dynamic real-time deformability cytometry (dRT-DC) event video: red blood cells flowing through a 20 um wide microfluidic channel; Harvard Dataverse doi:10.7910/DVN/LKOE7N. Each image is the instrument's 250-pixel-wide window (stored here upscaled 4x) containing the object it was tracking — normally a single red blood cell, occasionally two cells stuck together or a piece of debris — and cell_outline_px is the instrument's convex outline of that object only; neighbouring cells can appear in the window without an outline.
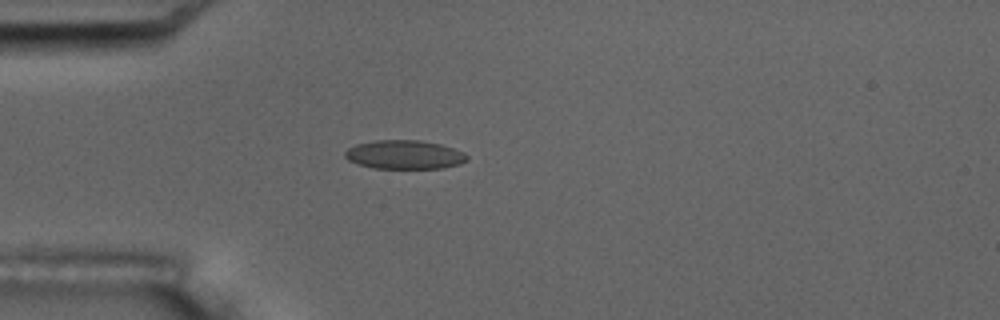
{"species": "common noctule bat (a hibernating species)", "species_latin": "Nyctalus noctula", "temperature_condition": "room temperature", "stored_images_in_passage": 5, "camera_frame_rate_fps": 3000, "um_per_image_px": 0.085, "animal": {"sex": "male", "body_mass_g": 17.5, "forearm_length_mm": 52.3}, "frame": {"image": 1, "passage_image": 4, "time_ms": 3.333, "image_size_px": [1000, 320], "cell_outline_px": [[468, 160], [460, 164], [444, 168], [372, 168], [348, 160], [344, 156], [344, 152], [348, 148], [356, 144], [376, 140], [420, 140], [440, 144], [464, 152], [468, 156]], "centroid_in_image_um": [34.39, 13.14], "position_along_channel_um": 50.6, "area_um2": 20.52}}